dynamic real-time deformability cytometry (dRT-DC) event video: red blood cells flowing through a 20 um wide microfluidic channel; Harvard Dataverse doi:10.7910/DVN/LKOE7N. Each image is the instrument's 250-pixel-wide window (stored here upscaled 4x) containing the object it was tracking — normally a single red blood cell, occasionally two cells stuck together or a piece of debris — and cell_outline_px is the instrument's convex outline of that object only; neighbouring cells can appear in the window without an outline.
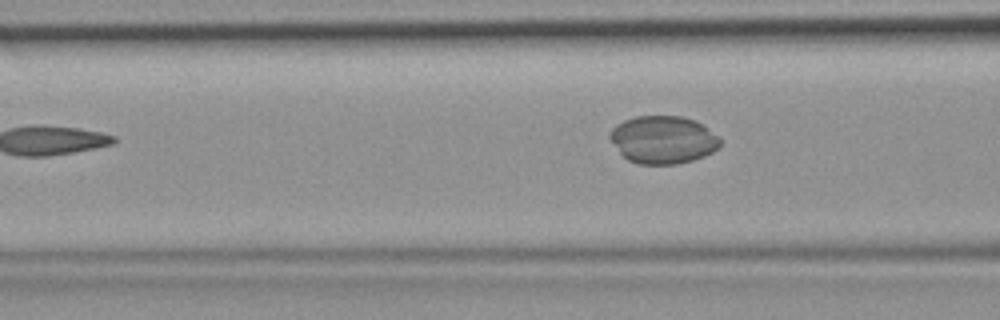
{"species": "common noctule bat (a hibernating species)", "species_latin": "Nyctalus noctula", "temperature_condition": "room temperature", "stored_images_in_passage": 8, "camera_frame_rate_fps": 3000, "um_per_image_px": 0.085, "animal": {"sex": "female", "body_mass_g": 19.9}, "frame": {"image": 1, "passage_image": 6, "time_ms": 1.667, "image_size_px": [1000, 320], "cell_outline_px": [[720, 148], [704, 156], [692, 160], [676, 164], [636, 164], [628, 160], [620, 152], [608, 136], [612, 128], [616, 124], [624, 120], [636, 116], [680, 116], [696, 120], [704, 124], [720, 136]], "centroid_in_image_um": [56.39, 11.87], "position_along_channel_um": 110.2, "area_um2": 30.92}}
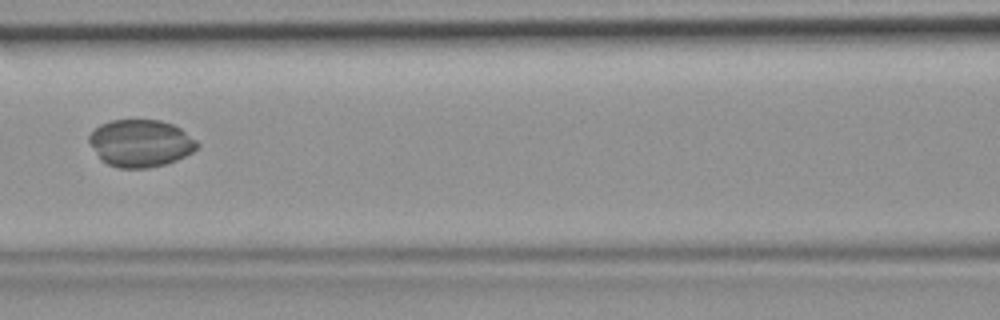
{"frame": {"image": 2, "passage_image": 7, "time_ms": 2.0, "image_size_px": [1000, 320], "cell_outline_px": [[200, 144], [192, 152], [176, 160], [164, 164], [148, 168], [120, 168], [108, 164], [100, 160], [88, 140], [88, 136], [100, 124], [112, 120], [160, 120], [172, 124], [180, 128], [196, 140]], "centroid_in_image_um": [11.93, 12.17], "position_along_channel_um": 154.7, "area_um2": 29.65}}